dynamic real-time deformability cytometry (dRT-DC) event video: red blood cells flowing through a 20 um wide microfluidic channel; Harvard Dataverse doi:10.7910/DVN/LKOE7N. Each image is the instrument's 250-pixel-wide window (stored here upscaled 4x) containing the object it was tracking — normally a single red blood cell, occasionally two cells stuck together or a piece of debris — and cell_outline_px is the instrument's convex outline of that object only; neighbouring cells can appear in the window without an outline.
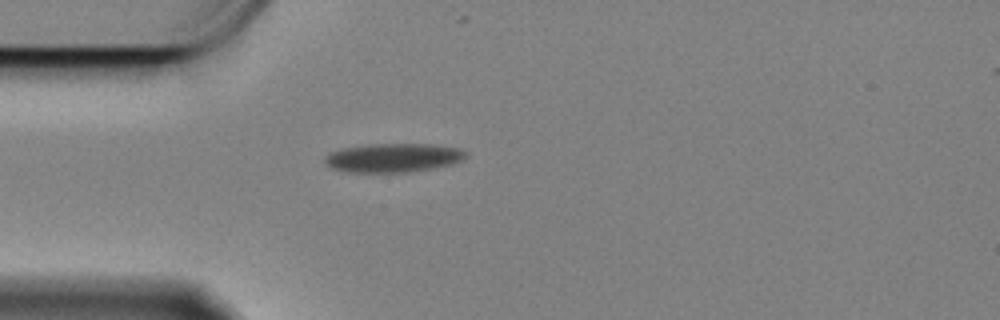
{"species": "Egyptian fruit bat (a non-hibernating species)", "species_latin": "Rousettus aegyptiacus", "temperature_condition": "cold", "stored_images_in_passage": 36, "camera_frame_rate_fps": 3000, "um_per_image_px": 0.085, "animal": {"sex": "female"}, "frame": {"image": 1, "passage_image": 1, "time_ms": 0.0, "image_size_px": [1000, 320], "cell_outline_px": [[468, 156], [464, 160], [452, 164], [432, 168], [408, 172], [348, 172], [332, 168], [324, 160], [332, 152], [344, 148], [376, 144], [428, 144], [460, 148], [468, 152]], "centroid_in_image_um": [33.52, 13.41], "position_along_channel_um": 51.5, "area_um2": 23.47}}
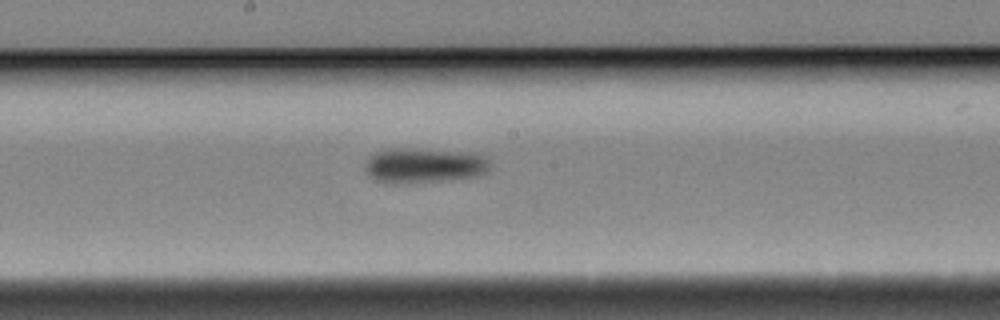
{"frame": {"image": 2, "passage_image": 16, "time_ms": 5.0, "image_size_px": [1000, 320], "cell_outline_px": [[492, 168], [488, 172], [476, 176], [448, 180], [412, 184], [388, 184], [376, 180], [368, 176], [364, 168], [368, 160], [372, 156], [380, 152], [392, 148], [404, 148], [472, 152], [484, 156], [492, 164]], "centroid_in_image_um": [36.09, 14.09], "position_along_channel_um": 212.1, "area_um2": 25.95}}
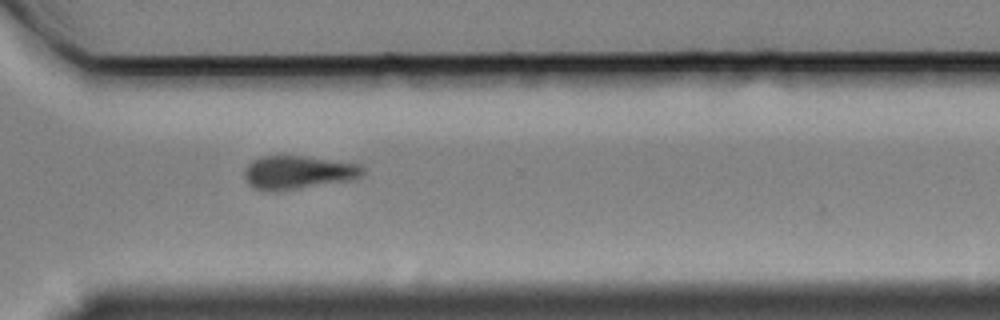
{"frame": {"image": 3, "passage_image": 28, "time_ms": 9.0, "image_size_px": [1000, 320], "cell_outline_px": [[364, 172], [360, 176], [352, 180], [272, 192], [256, 188], [248, 184], [244, 176], [244, 172], [248, 164], [252, 160], [260, 156], [300, 156], [360, 164], [364, 168]], "centroid_in_image_um": [25.31, 14.66], "position_along_channel_um": 345.3, "area_um2": 22.83}, "authors_computed_cell_mechanics": {"area_um2": 24.0159, "velocity_mm_per_s": 3.3401, "shape_relaxation_time_tau1_ms": 2.9335, "shape_relaxation_time_tau2_ms": null, "deformation_change_tau1": 0.0925, "deformation_change_tau2": null}}